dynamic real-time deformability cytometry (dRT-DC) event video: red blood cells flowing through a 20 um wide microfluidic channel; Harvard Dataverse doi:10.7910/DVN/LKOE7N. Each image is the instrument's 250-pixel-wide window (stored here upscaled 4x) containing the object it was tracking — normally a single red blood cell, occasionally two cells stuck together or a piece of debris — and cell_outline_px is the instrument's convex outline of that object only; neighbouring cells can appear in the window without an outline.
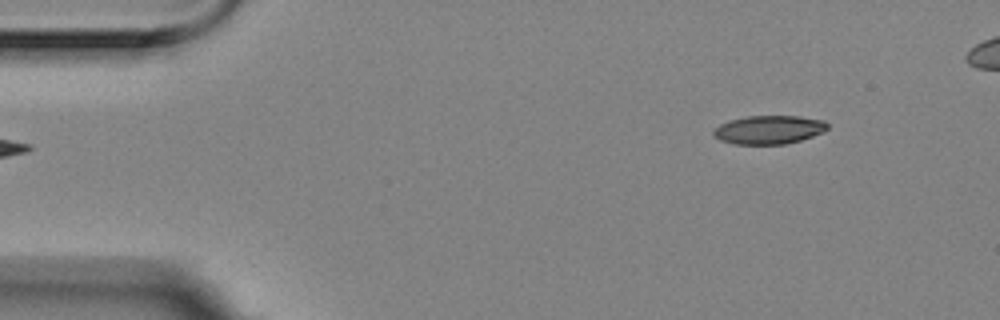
{"species": "Egyptian fruit bat (a non-hibernating species)", "species_latin": "Rousettus aegyptiacus", "temperature_condition": "room temperature", "stored_images_in_passage": 3, "camera_frame_rate_fps": 3000, "um_per_image_px": 0.085, "animal": {"sex": "female"}, "frame": {"image": 1, "passage_image": 3, "time_ms": 0.667, "image_size_px": [1000, 320], "cell_outline_px": [[828, 128], [824, 132], [800, 140], [784, 144], [736, 144], [720, 140], [712, 136], [712, 132], [720, 124], [728, 120], [748, 116], [800, 116], [824, 120], [828, 124]], "centroid_in_image_um": [65.35, 11.02], "position_along_channel_um": 19.6, "area_um2": 19.02}}